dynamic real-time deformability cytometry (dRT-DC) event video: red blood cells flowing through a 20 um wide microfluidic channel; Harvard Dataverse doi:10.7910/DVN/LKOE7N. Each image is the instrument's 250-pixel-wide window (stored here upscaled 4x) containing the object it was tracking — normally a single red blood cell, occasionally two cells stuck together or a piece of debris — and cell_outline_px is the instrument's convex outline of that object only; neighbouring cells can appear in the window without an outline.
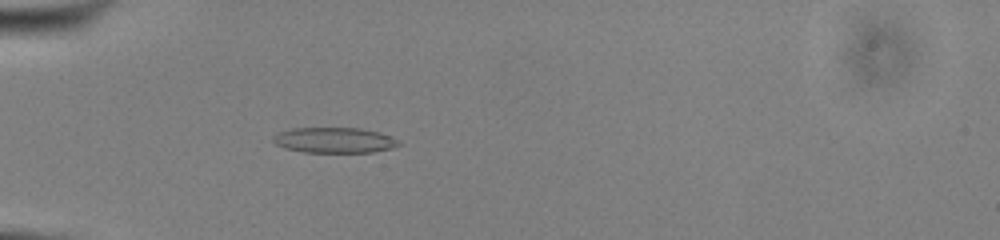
{"species": "common noctule bat (a hibernating species)", "species_latin": "Nyctalus noctula", "temperature_condition": "cold", "stored_images_in_passage": 54, "camera_frame_rate_fps": 3000, "um_per_image_px": 0.085, "animal": {"sex": "male", "body_mass_g": 13.0, "forearm_length_mm": 53.1}, "frame": {"image": 1, "passage_image": 18, "time_ms": 5.667, "image_size_px": [1000, 240], "cell_outline_px": [[400, 144], [392, 148], [372, 152], [304, 152], [284, 148], [276, 144], [272, 140], [272, 136], [280, 132], [292, 128], [360, 128], [380, 132], [396, 140]], "centroid_in_image_um": [28.38, 11.91], "position_along_channel_um": 56.6, "area_um2": 18.5}}
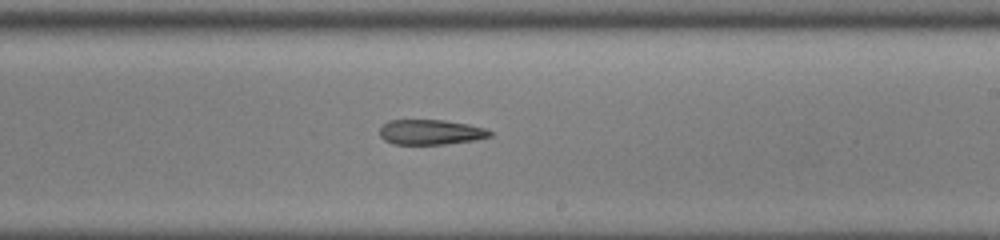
{"frame": {"image": 2, "passage_image": 34, "time_ms": 11.0, "image_size_px": [1000, 240], "cell_outline_px": [[492, 136], [476, 140], [444, 144], [392, 144], [384, 140], [380, 136], [380, 128], [388, 120], [444, 120], [468, 124], [484, 128], [492, 132]], "centroid_in_image_um": [36.6, 11.23], "position_along_channel_um": 252.4, "area_um2": 16.13}}
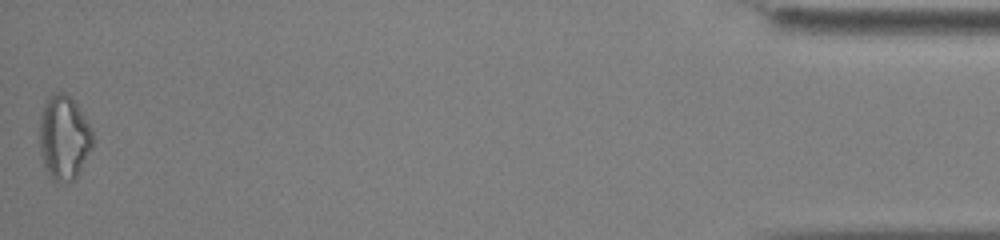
{"frame": {"image": 3, "passage_image": 54, "time_ms": 17.667, "image_size_px": [1000, 240], "cell_outline_px": [[92, 148], [76, 176], [72, 180], [52, 180], [44, 164], [40, 152], [40, 116], [44, 104], [48, 96], [60, 88], [76, 104], [92, 128]], "centroid_in_image_um": [5.42, 11.63], "position_along_channel_um": 429.8, "area_um2": 25.84}}